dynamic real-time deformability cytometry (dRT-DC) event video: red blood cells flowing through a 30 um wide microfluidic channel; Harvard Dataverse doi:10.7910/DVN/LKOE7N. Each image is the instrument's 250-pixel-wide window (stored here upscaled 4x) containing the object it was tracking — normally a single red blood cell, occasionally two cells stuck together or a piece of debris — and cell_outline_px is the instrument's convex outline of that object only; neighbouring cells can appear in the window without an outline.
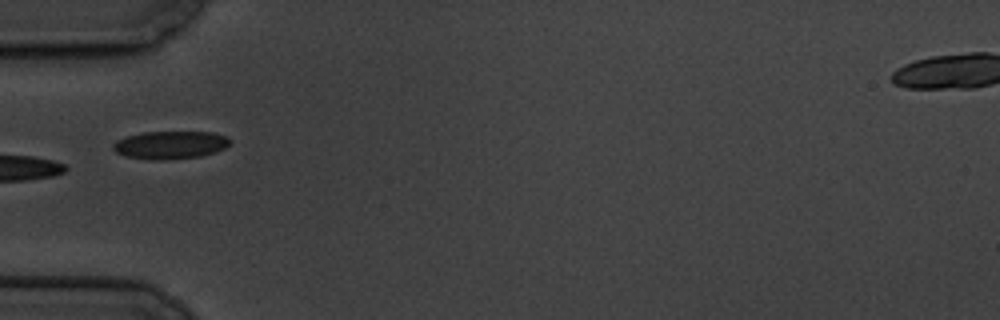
{"species": "common noctule bat (a hibernating species)", "species_latin": "Nyctalus noctula", "temperature_condition": "cold", "stored_images_in_passage": 16, "camera_frame_rate_fps": 3000, "um_per_image_px": 0.085, "animal": {"sex": "male", "body_mass_g": 19.5, "forearm_length_mm": 54.6}, "frame": {"image": 1, "passage_image": 5, "time_ms": 5.667, "image_size_px": [1000, 320], "cell_outline_px": [[232, 144], [216, 152], [200, 156], [160, 160], [148, 160], [124, 156], [116, 152], [112, 148], [112, 144], [116, 140], [128, 136], [144, 132], [212, 132], [228, 136], [232, 140]], "centroid_in_image_um": [14.49, 12.32], "position_along_channel_um": 70.5, "area_um2": 19.19}}
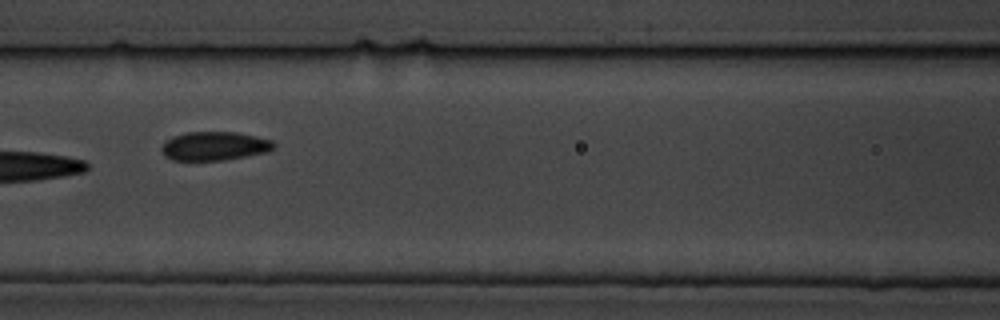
{"frame": {"image": 2, "passage_image": 7, "time_ms": 8.0, "image_size_px": [1000, 320], "cell_outline_px": [[276, 144], [268, 152], [224, 160], [172, 160], [164, 156], [160, 148], [172, 136], [188, 132], [236, 132], [256, 136], [272, 140]], "centroid_in_image_um": [18.23, 12.41], "position_along_channel_um": 148.4, "area_um2": 18.79}}
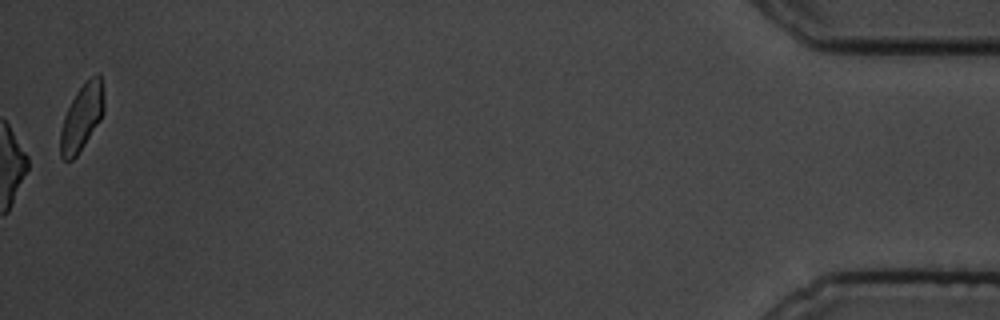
{"frame": {"image": 3, "passage_image": 16, "time_ms": 19.0, "image_size_px": [1000, 320], "cell_outline_px": [[104, 112], [100, 120], [76, 156], [72, 160], [64, 160], [60, 156], [60, 132], [64, 116], [76, 92], [92, 76], [100, 76], [104, 96]], "centroid_in_image_um": [6.94, 10.01], "position_along_channel_um": 428.3, "area_um2": 16.47}}